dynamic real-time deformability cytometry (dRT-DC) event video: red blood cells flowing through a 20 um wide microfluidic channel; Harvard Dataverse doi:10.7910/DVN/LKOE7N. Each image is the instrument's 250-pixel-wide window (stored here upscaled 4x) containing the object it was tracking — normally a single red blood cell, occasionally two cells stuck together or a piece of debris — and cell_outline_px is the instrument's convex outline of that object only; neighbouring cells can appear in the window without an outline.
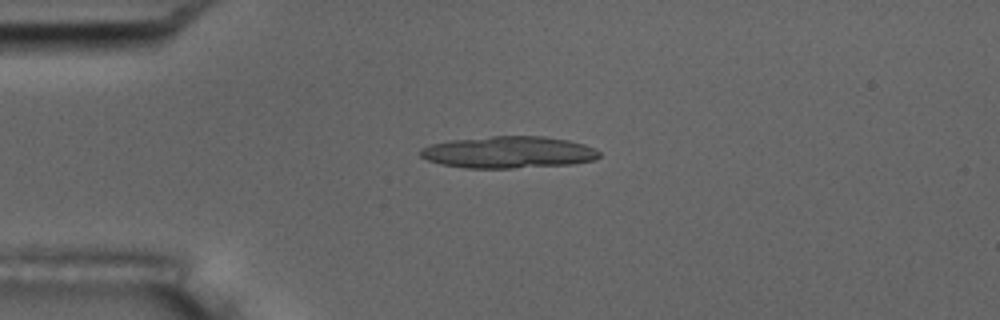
{"species": "common noctule bat (a hibernating species)", "species_latin": "Nyctalus noctula", "temperature_condition": "room temperature", "stored_images_in_passage": 2, "camera_frame_rate_fps": 3000, "um_per_image_px": 0.085, "animal": {"sex": "male", "body_mass_g": 17.5, "forearm_length_mm": 52.3}, "frame": {"image": 1, "passage_image": 1, "time_ms": 0.0, "image_size_px": [1000, 320], "cell_outline_px": [[600, 156], [596, 160], [572, 164], [516, 168], [464, 168], [440, 164], [428, 160], [420, 156], [420, 152], [424, 148], [432, 144], [452, 140], [492, 136], [544, 136], [568, 140], [584, 144], [600, 152]], "centroid_in_image_um": [43.25, 12.95], "position_along_channel_um": 41.7, "area_um2": 33.18}}